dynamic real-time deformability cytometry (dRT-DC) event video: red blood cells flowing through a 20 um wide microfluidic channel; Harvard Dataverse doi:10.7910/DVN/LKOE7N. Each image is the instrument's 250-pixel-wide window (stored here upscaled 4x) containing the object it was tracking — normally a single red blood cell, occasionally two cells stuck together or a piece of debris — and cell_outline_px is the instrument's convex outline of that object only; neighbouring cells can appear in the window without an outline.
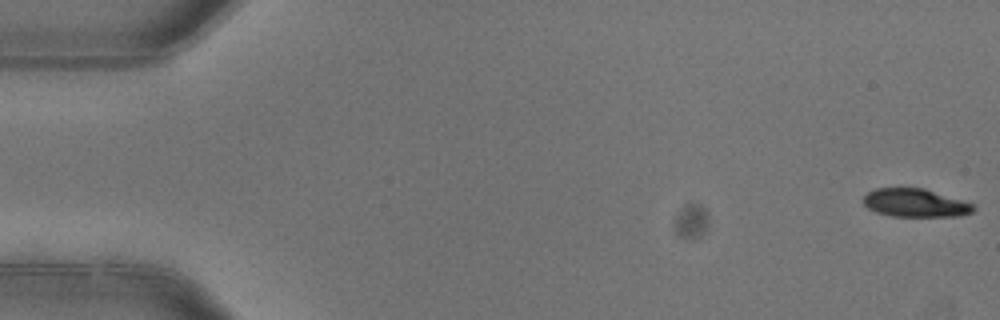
{"species": "common noctule bat (a hibernating species)", "species_latin": "Nyctalus noctula", "temperature_condition": "warm", "stored_images_in_passage": 5, "camera_frame_rate_fps": 3000, "um_per_image_px": 0.085, "animal": {"sex": "female"}, "frame": {"image": 1, "passage_image": 1, "time_ms": 0.0, "image_size_px": [1000, 320], "cell_outline_px": [[976, 208], [972, 212], [960, 216], [892, 216], [876, 212], [868, 208], [864, 204], [864, 196], [868, 192], [876, 188], [924, 188], [976, 204]], "centroid_in_image_um": [77.84, 17.25], "position_along_channel_um": 7.2, "area_um2": 18.15}}